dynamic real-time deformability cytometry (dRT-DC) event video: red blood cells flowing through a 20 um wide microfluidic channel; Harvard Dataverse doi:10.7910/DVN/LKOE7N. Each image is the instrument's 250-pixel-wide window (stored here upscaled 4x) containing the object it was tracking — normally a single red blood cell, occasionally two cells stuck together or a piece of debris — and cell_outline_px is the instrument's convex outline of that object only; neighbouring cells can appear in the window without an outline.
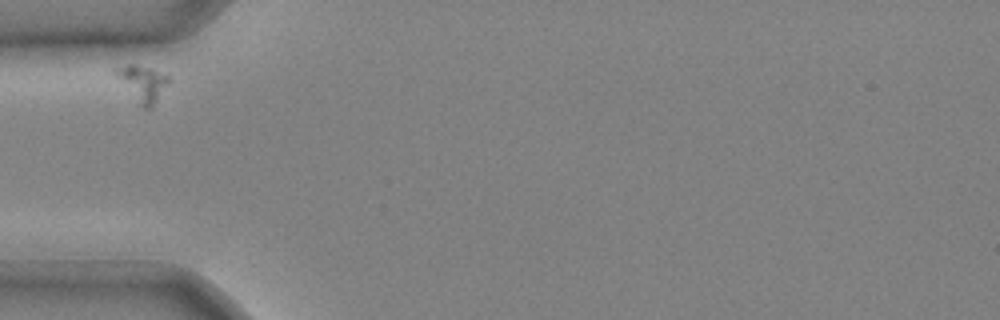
{"species": "common noctule bat (a hibernating species)", "species_latin": "Nyctalus noctula", "temperature_condition": "cold", "stored_images_in_passage": 1, "camera_frame_rate_fps": 3000, "um_per_image_px": 0.085, "animal": {"sex": "male", "body_mass_g": 20.4}, "frame": {"image": 1, "passage_image": 1, "time_ms": 0.0, "image_size_px": [1000, 320], "cell_outline_px": [[172, 80], [152, 108], [144, 108], [140, 104], [112, 72], [128, 64], [136, 64], [152, 68], [168, 76]], "centroid_in_image_um": [12.18, 7.07], "position_along_channel_um": 72.8, "area_um2": 10.92}}